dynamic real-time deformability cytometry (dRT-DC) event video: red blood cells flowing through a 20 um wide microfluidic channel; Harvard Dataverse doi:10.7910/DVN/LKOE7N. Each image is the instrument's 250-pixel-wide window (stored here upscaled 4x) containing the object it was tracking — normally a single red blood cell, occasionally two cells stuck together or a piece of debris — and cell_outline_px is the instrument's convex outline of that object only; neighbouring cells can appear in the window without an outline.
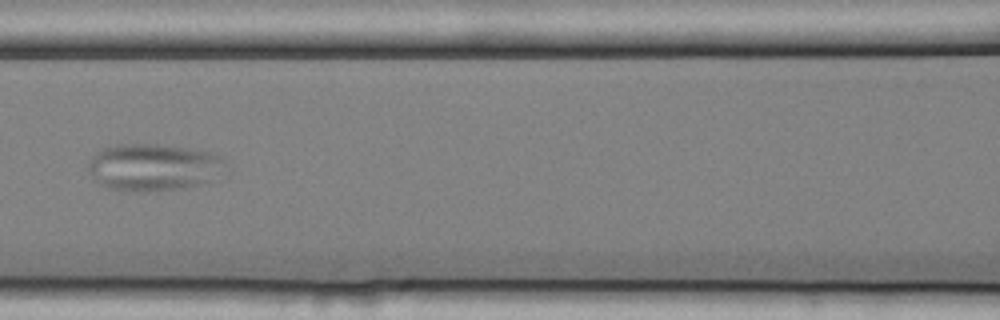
{"species": "common noctule bat (a hibernating species)", "species_latin": "Nyctalus noctula", "temperature_condition": "cold", "stored_images_in_passage": 11, "camera_frame_rate_fps": 3000, "um_per_image_px": 0.085, "animal": {"sex": "female", "body_mass_g": 25.1}, "frame": {"image": 1, "passage_image": 7, "time_ms": 2.0, "image_size_px": [1000, 320], "cell_outline_px": [[224, 164], [208, 180], [196, 184], [180, 188], [144, 192], [108, 188], [92, 180], [88, 168], [88, 164], [92, 156], [100, 148], [116, 144], [156, 144], [188, 148], [208, 152], [224, 156]], "centroid_in_image_um": [12.91, 14.19], "position_along_channel_um": 153.7, "area_um2": 37.17}}